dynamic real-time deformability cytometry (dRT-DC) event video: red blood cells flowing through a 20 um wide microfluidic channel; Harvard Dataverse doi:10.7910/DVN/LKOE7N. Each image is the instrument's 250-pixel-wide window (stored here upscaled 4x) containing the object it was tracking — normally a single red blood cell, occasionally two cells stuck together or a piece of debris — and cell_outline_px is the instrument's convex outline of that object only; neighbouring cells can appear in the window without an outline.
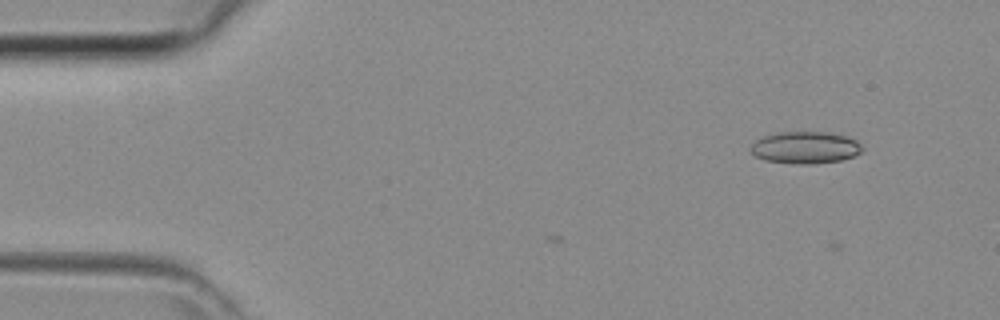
{"species": "common noctule bat (a hibernating species)", "species_latin": "Nyctalus noctula", "temperature_condition": "room temperature", "stored_images_in_passage": 8, "camera_frame_rate_fps": 3000, "um_per_image_px": 0.085, "animal": {"sex": "female", "body_mass_g": 29.2, "forearm_length_mm": 56.3}, "frame": {"image": 1, "passage_image": 8, "time_ms": 2.333, "image_size_px": [1000, 320], "cell_outline_px": [[864, 148], [860, 152], [852, 156], [840, 160], [812, 164], [800, 164], [764, 160], [756, 156], [748, 148], [756, 140], [764, 136], [776, 132], [828, 132], [848, 136], [856, 140]], "centroid_in_image_um": [68.44, 12.53], "position_along_channel_um": 16.6, "area_um2": 20.81}}